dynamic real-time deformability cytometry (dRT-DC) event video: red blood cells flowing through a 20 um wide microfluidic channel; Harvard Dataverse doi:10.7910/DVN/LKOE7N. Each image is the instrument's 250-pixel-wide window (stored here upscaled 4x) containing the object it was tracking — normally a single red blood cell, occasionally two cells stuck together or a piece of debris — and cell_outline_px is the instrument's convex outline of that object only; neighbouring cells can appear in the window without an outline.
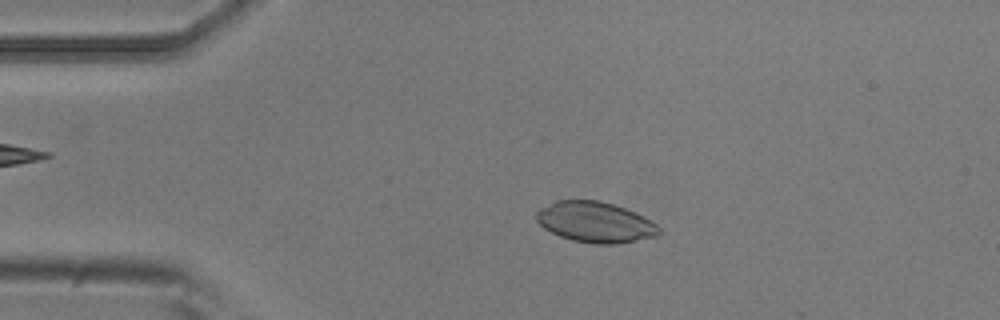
{"species": "common noctule bat (a hibernating species)", "species_latin": "Nyctalus noctula", "temperature_condition": "room temperature", "stored_images_in_passage": 53, "camera_frame_rate_fps": 3000, "um_per_image_px": 0.085, "animal": {"sex": "male", "body_mass_g": 20.5, "forearm_length_mm": 52.5}, "frame": {"image": 1, "passage_image": 10, "time_ms": 3.0, "image_size_px": [1000, 320], "cell_outline_px": [[660, 232], [656, 236], [616, 244], [596, 244], [572, 240], [560, 236], [544, 228], [536, 220], [536, 212], [540, 208], [556, 200], [600, 200], [636, 212], [644, 216], [656, 224], [660, 228]], "centroid_in_image_um": [50.59, 18.87], "position_along_channel_um": 34.4, "area_um2": 28.96}}
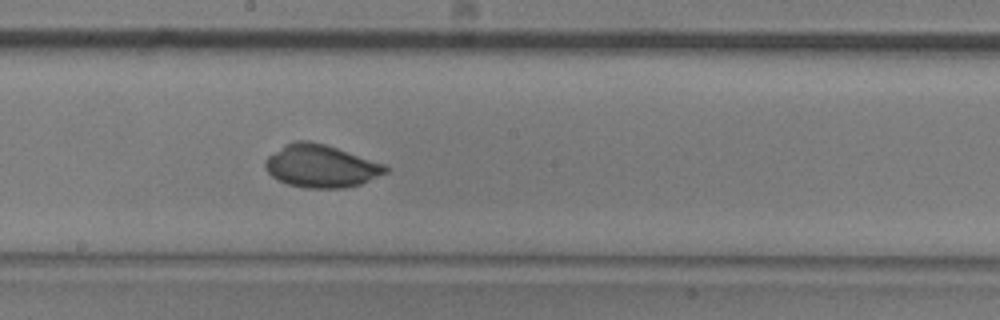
{"frame": {"image": 2, "passage_image": 28, "time_ms": 9.0, "image_size_px": [1000, 320], "cell_outline_px": [[392, 168], [388, 172], [360, 184], [344, 188], [304, 188], [288, 184], [272, 176], [264, 168], [264, 160], [268, 156], [284, 144], [296, 140], [308, 140], [324, 144], [384, 164]], "centroid_in_image_um": [27.27, 14.12], "position_along_channel_um": 220.9, "area_um2": 29.88}}
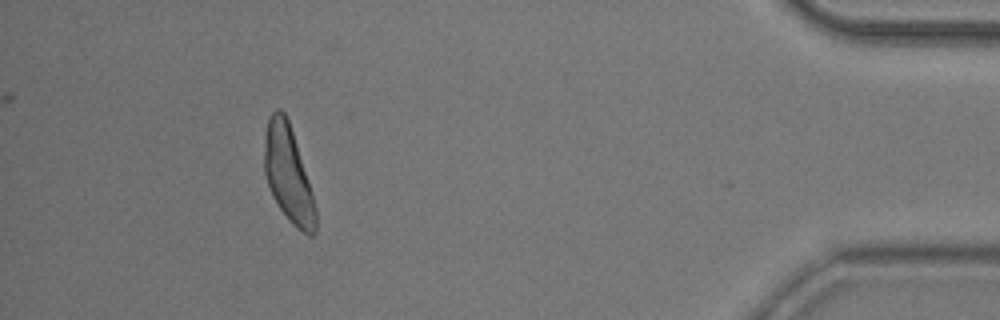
{"frame": {"image": 3, "passage_image": 48, "time_ms": 15.667, "image_size_px": [1000, 320], "cell_outline_px": [[316, 232], [312, 236], [308, 236], [296, 228], [292, 224], [280, 208], [272, 196], [264, 172], [264, 136], [268, 120], [272, 112], [276, 108], [280, 108], [284, 112], [288, 120], [308, 180], [316, 208]], "centroid_in_image_um": [24.49, 14.82], "position_along_channel_um": 410.7, "area_um2": 28.5}, "authors_computed_cell_mechanics": {"area_um2": 28.7266, "velocity_mm_per_s": 3.735, "shape_relaxation_time_tau1_ms": 6.3211, "shape_relaxation_time_tau2_ms": null, "deformation_change_tau1": 0.2345, "deformation_change_tau2": null}}